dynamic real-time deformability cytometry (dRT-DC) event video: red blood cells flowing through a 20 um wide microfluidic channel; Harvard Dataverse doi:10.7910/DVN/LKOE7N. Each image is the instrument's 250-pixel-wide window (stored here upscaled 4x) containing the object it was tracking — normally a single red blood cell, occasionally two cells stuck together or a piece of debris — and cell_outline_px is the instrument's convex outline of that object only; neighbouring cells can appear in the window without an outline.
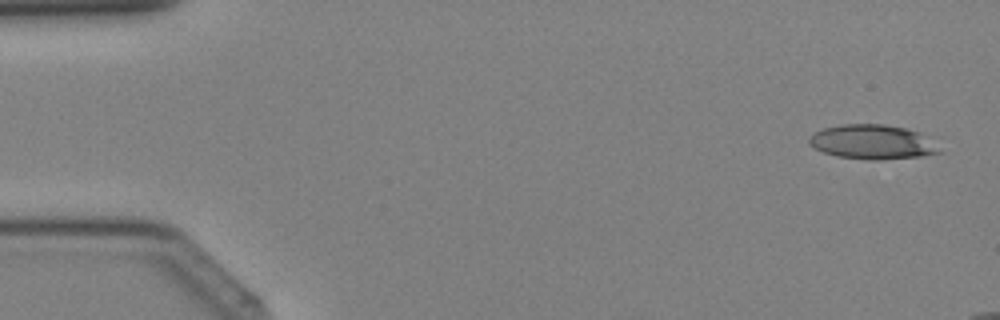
{"species": "Egyptian fruit bat (a non-hibernating species)", "species_latin": "Rousettus aegyptiacus", "temperature_condition": "cold", "stored_images_in_passage": 10, "camera_frame_rate_fps": 3000, "um_per_image_px": 0.085, "animal": {"sex": "female"}, "frame": {"image": 1, "passage_image": 2, "time_ms": 0.333, "image_size_px": [1000, 320], "cell_outline_px": [[944, 152], [920, 156], [876, 160], [868, 160], [836, 156], [824, 152], [808, 144], [808, 136], [824, 128], [840, 124], [884, 124], [908, 128], [920, 132]], "centroid_in_image_um": [74.14, 12.06], "position_along_channel_um": 10.9, "area_um2": 26.18}}